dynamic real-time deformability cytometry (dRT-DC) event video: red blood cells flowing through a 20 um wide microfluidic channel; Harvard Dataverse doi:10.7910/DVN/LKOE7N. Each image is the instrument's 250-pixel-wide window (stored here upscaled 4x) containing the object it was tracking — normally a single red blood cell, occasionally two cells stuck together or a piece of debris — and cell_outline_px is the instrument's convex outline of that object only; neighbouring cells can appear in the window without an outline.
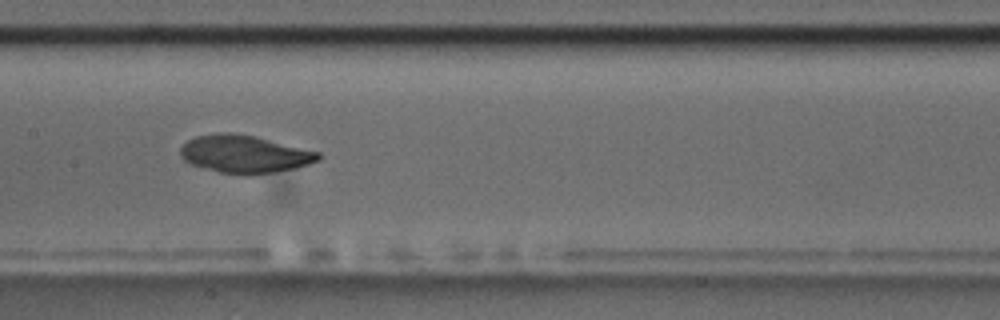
{"species": "common noctule bat (a hibernating species)", "species_latin": "Nyctalus noctula", "temperature_condition": "room temperature", "stored_images_in_passage": 9, "camera_frame_rate_fps": 3000, "um_per_image_px": 0.085, "animal": {"sex": "male", "body_mass_g": 17.5, "forearm_length_mm": 52.3}, "frame": {"image": 1, "passage_image": 8, "time_ms": 9.0, "image_size_px": [1000, 320], "cell_outline_px": [[324, 156], [320, 160], [308, 164], [292, 168], [272, 172], [248, 176], [220, 172], [192, 164], [184, 160], [180, 156], [180, 148], [188, 140], [196, 136], [220, 132], [232, 132], [252, 136], [320, 152]], "centroid_in_image_um": [20.78, 13.1], "position_along_channel_um": 186.6, "area_um2": 30.11}}
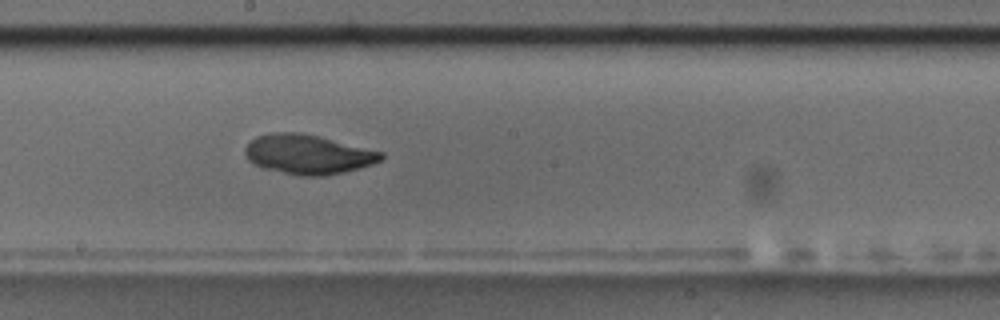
{"frame": {"image": 2, "passage_image": 9, "time_ms": 10.0, "image_size_px": [1000, 320], "cell_outline_px": [[384, 156], [380, 160], [372, 164], [324, 176], [300, 176], [264, 168], [248, 160], [244, 152], [244, 148], [256, 136], [272, 132], [300, 132], [320, 136], [384, 152]], "centroid_in_image_um": [26.16, 13.1], "position_along_channel_um": 222.0, "area_um2": 31.15}}